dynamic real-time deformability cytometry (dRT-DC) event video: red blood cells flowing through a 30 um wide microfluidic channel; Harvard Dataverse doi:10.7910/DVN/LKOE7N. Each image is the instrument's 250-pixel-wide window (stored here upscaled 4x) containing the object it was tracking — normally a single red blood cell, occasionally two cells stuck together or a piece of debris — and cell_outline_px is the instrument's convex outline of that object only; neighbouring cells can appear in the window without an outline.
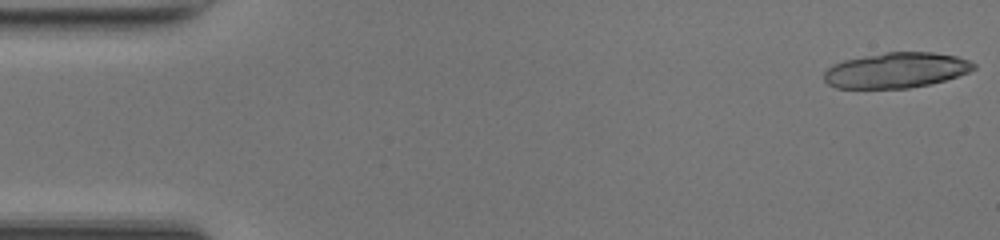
{"species": "common noctule bat (a hibernating species)", "species_latin": "Nyctalus noctula", "temperature_condition": "room temperature", "stored_images_in_passage": 16, "camera_frame_rate_fps": 3000, "um_per_image_px": 0.085, "animal": {"sex": "female", "body_mass_g": 17.0, "forearm_length_mm": 48.0}, "frame": {"image": 1, "passage_image": 1, "time_ms": 0.0, "image_size_px": [1000, 240], "cell_outline_px": [[976, 68], [968, 72], [944, 80], [928, 84], [908, 88], [836, 88], [828, 84], [824, 80], [824, 72], [832, 64], [844, 60], [884, 52], [932, 52], [956, 56], [968, 60], [976, 64]], "centroid_in_image_um": [76.15, 5.97], "position_along_channel_um": 8.8, "area_um2": 30.75}}